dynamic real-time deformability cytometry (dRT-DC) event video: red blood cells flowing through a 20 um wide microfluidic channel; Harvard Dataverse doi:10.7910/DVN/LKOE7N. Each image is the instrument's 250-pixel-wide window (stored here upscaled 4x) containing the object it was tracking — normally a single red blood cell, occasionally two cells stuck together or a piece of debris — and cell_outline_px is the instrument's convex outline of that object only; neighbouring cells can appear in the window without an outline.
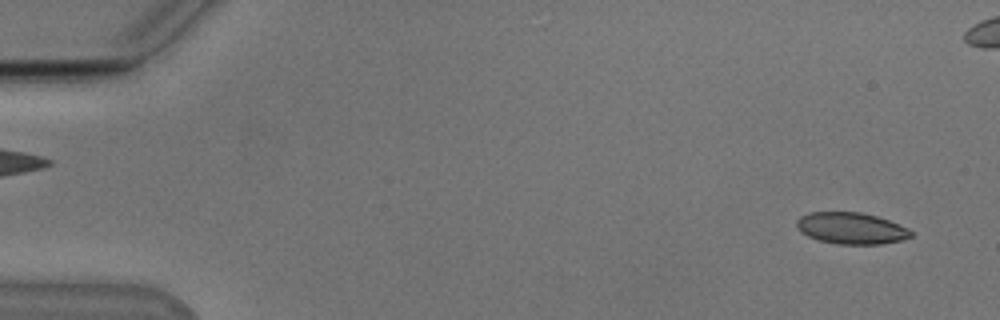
{"species": "Egyptian fruit bat (a non-hibernating species)", "species_latin": "Rousettus aegyptiacus", "temperature_condition": "cold", "stored_images_in_passage": 54, "camera_frame_rate_fps": 3000, "um_per_image_px": 0.085, "animal": {"sex": "male"}, "frame": {"image": 1, "passage_image": 3, "time_ms": 0.667, "image_size_px": [1000, 320], "cell_outline_px": [[912, 236], [904, 240], [880, 244], [836, 244], [820, 240], [808, 236], [800, 232], [796, 228], [796, 220], [800, 216], [808, 212], [860, 212], [876, 216], [888, 220], [908, 228], [912, 232]], "centroid_in_image_um": [72.33, 19.4], "position_along_channel_um": 12.7, "area_um2": 21.1}}
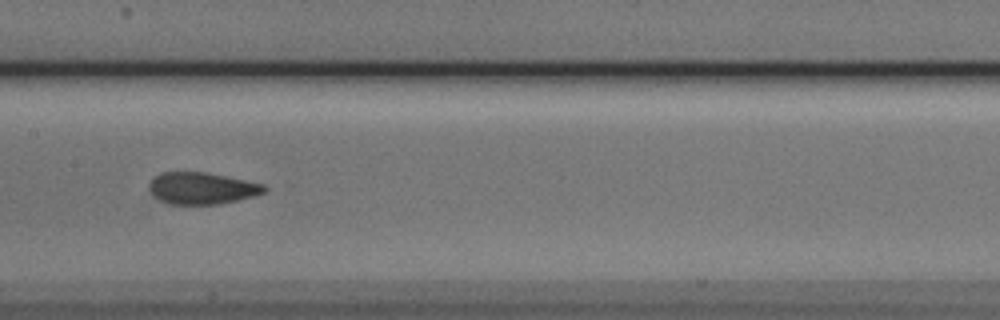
{"frame": {"image": 2, "passage_image": 27, "time_ms": 8.667, "image_size_px": [1000, 320], "cell_outline_px": [[268, 188], [264, 192], [252, 196], [220, 204], [164, 204], [152, 196], [148, 188], [148, 184], [152, 176], [160, 172], [204, 172], [264, 184]], "centroid_in_image_um": [17.06, 16.0], "position_along_channel_um": 190.3, "area_um2": 21.5}}
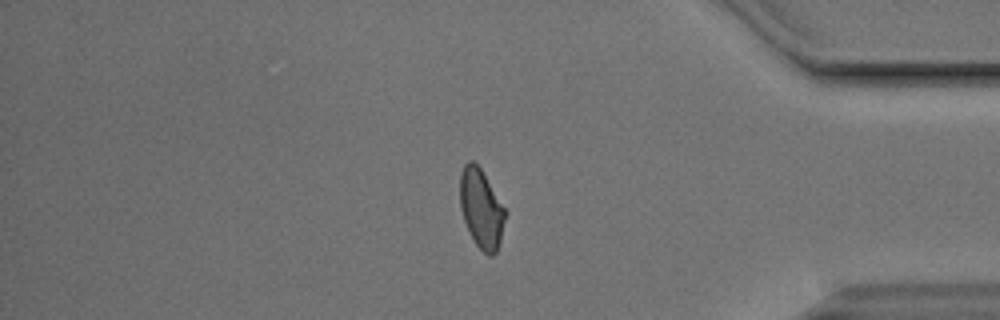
{"frame": {"image": 3, "passage_image": 45, "time_ms": 14.667, "image_size_px": [1000, 320], "cell_outline_px": [[508, 212], [500, 240], [496, 252], [492, 256], [488, 256], [476, 244], [468, 232], [460, 208], [460, 172], [464, 164], [468, 160], [472, 160], [480, 168]], "centroid_in_image_um": [40.91, 17.73], "position_along_channel_um": 394.3, "area_um2": 20.98}, "authors_computed_cell_mechanics": {"area_um2": 21.5305, "velocity_mm_per_s": 3.8314, "shape_relaxation_time_tau1_ms": 6.2304, "shape_relaxation_time_tau2_ms": 0.9146, "deformation_change_tau1": 0.1585, "deformation_change_tau2": 0.0615}}